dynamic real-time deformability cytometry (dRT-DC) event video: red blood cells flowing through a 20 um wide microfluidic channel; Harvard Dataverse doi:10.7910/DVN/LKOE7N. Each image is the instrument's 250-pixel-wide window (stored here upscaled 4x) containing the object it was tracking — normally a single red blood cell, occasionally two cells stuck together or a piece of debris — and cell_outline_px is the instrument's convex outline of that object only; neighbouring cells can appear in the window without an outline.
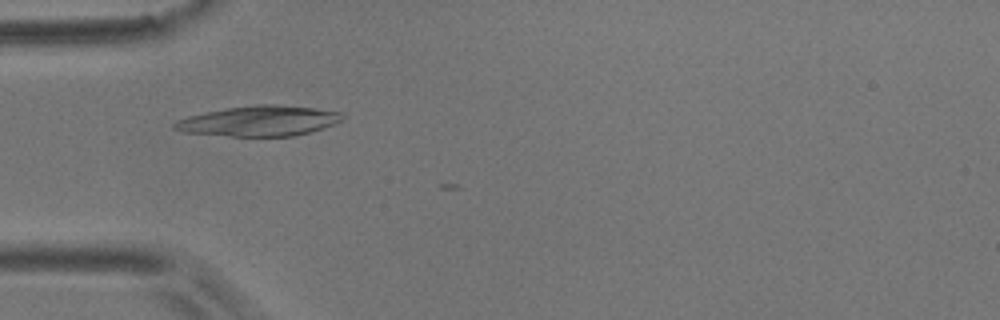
{"species": "common noctule bat (a hibernating species)", "species_latin": "Nyctalus noctula", "temperature_condition": "room temperature", "stored_images_in_passage": 3, "camera_frame_rate_fps": 3000, "um_per_image_px": 0.085, "animal": {"sex": "male", "body_mass_g": 17.9}, "frame": {"image": 1, "passage_image": 1, "time_ms": 0.0, "image_size_px": [1000, 320], "cell_outline_px": [[344, 120], [336, 124], [324, 128], [296, 136], [228, 136], [184, 132], [172, 128], [172, 124], [188, 116], [224, 108], [260, 104], [276, 104], [316, 108], [344, 112]], "centroid_in_image_um": [22.1, 10.28], "position_along_channel_um": 62.9, "area_um2": 29.88}}